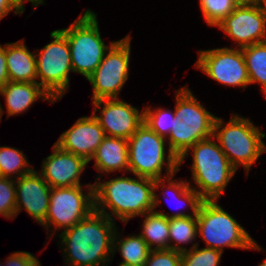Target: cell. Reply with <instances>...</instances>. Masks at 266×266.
Segmentation results:
<instances>
[{
    "mask_svg": "<svg viewBox=\"0 0 266 266\" xmlns=\"http://www.w3.org/2000/svg\"><path fill=\"white\" fill-rule=\"evenodd\" d=\"M28 160L21 150L9 146H0V176L15 179L29 174L34 169L30 168ZM28 166V168H26ZM17 175V177H16Z\"/></svg>",
    "mask_w": 266,
    "mask_h": 266,
    "instance_id": "obj_26",
    "label": "cell"
},
{
    "mask_svg": "<svg viewBox=\"0 0 266 266\" xmlns=\"http://www.w3.org/2000/svg\"><path fill=\"white\" fill-rule=\"evenodd\" d=\"M119 266H135V265H131V264H127V263H123V262H121V263L119 264Z\"/></svg>",
    "mask_w": 266,
    "mask_h": 266,
    "instance_id": "obj_39",
    "label": "cell"
},
{
    "mask_svg": "<svg viewBox=\"0 0 266 266\" xmlns=\"http://www.w3.org/2000/svg\"><path fill=\"white\" fill-rule=\"evenodd\" d=\"M81 186L51 188L50 203L43 227L68 229L89 216L94 210V187L87 184L88 193Z\"/></svg>",
    "mask_w": 266,
    "mask_h": 266,
    "instance_id": "obj_11",
    "label": "cell"
},
{
    "mask_svg": "<svg viewBox=\"0 0 266 266\" xmlns=\"http://www.w3.org/2000/svg\"><path fill=\"white\" fill-rule=\"evenodd\" d=\"M7 82H9V77L6 64V44L4 48L0 44V88Z\"/></svg>",
    "mask_w": 266,
    "mask_h": 266,
    "instance_id": "obj_34",
    "label": "cell"
},
{
    "mask_svg": "<svg viewBox=\"0 0 266 266\" xmlns=\"http://www.w3.org/2000/svg\"><path fill=\"white\" fill-rule=\"evenodd\" d=\"M53 41L36 56L37 82L55 101L69 88V72H73L70 47L66 36L58 29L50 34Z\"/></svg>",
    "mask_w": 266,
    "mask_h": 266,
    "instance_id": "obj_9",
    "label": "cell"
},
{
    "mask_svg": "<svg viewBox=\"0 0 266 266\" xmlns=\"http://www.w3.org/2000/svg\"><path fill=\"white\" fill-rule=\"evenodd\" d=\"M144 266H181V252L175 250H151Z\"/></svg>",
    "mask_w": 266,
    "mask_h": 266,
    "instance_id": "obj_31",
    "label": "cell"
},
{
    "mask_svg": "<svg viewBox=\"0 0 266 266\" xmlns=\"http://www.w3.org/2000/svg\"><path fill=\"white\" fill-rule=\"evenodd\" d=\"M104 137V130L92 115L79 118L71 128L61 134L55 144L63 151L73 153L90 162Z\"/></svg>",
    "mask_w": 266,
    "mask_h": 266,
    "instance_id": "obj_16",
    "label": "cell"
},
{
    "mask_svg": "<svg viewBox=\"0 0 266 266\" xmlns=\"http://www.w3.org/2000/svg\"><path fill=\"white\" fill-rule=\"evenodd\" d=\"M0 95L6 101L7 118L25 112L39 98L56 102L37 82L9 81L0 88Z\"/></svg>",
    "mask_w": 266,
    "mask_h": 266,
    "instance_id": "obj_18",
    "label": "cell"
},
{
    "mask_svg": "<svg viewBox=\"0 0 266 266\" xmlns=\"http://www.w3.org/2000/svg\"><path fill=\"white\" fill-rule=\"evenodd\" d=\"M16 211V188L13 178L0 176V215L14 218Z\"/></svg>",
    "mask_w": 266,
    "mask_h": 266,
    "instance_id": "obj_30",
    "label": "cell"
},
{
    "mask_svg": "<svg viewBox=\"0 0 266 266\" xmlns=\"http://www.w3.org/2000/svg\"><path fill=\"white\" fill-rule=\"evenodd\" d=\"M222 252L212 248H198V242L181 252V266H218Z\"/></svg>",
    "mask_w": 266,
    "mask_h": 266,
    "instance_id": "obj_28",
    "label": "cell"
},
{
    "mask_svg": "<svg viewBox=\"0 0 266 266\" xmlns=\"http://www.w3.org/2000/svg\"><path fill=\"white\" fill-rule=\"evenodd\" d=\"M217 27L243 48L266 41V7L236 6Z\"/></svg>",
    "mask_w": 266,
    "mask_h": 266,
    "instance_id": "obj_13",
    "label": "cell"
},
{
    "mask_svg": "<svg viewBox=\"0 0 266 266\" xmlns=\"http://www.w3.org/2000/svg\"><path fill=\"white\" fill-rule=\"evenodd\" d=\"M95 159V169L99 172L129 171L128 140L105 136L91 160ZM125 169V170H124Z\"/></svg>",
    "mask_w": 266,
    "mask_h": 266,
    "instance_id": "obj_19",
    "label": "cell"
},
{
    "mask_svg": "<svg viewBox=\"0 0 266 266\" xmlns=\"http://www.w3.org/2000/svg\"><path fill=\"white\" fill-rule=\"evenodd\" d=\"M171 174L169 176H165L163 178L155 179L154 182V208H156L158 205H160L161 201L159 200L158 194H156L157 187L160 186L162 189L166 187L168 189V193L172 192V197L176 199V201L179 203L176 205V208H183L185 206V202L190 206L193 214H197L199 207L203 201V199L200 197L199 193L194 188L195 186H191L188 181H176L173 179V176L175 175ZM168 178V179H167ZM168 183V185H164V183ZM164 192L165 194H168ZM165 194L163 196L165 197ZM168 198V197H167ZM168 201V200H167ZM171 201V200H170ZM181 203V204H180ZM182 204L184 206H182Z\"/></svg>",
    "mask_w": 266,
    "mask_h": 266,
    "instance_id": "obj_22",
    "label": "cell"
},
{
    "mask_svg": "<svg viewBox=\"0 0 266 266\" xmlns=\"http://www.w3.org/2000/svg\"><path fill=\"white\" fill-rule=\"evenodd\" d=\"M175 116L179 123L167 139L170 152L179 160L195 143L213 136L216 116L198 102L187 87L176 91Z\"/></svg>",
    "mask_w": 266,
    "mask_h": 266,
    "instance_id": "obj_3",
    "label": "cell"
},
{
    "mask_svg": "<svg viewBox=\"0 0 266 266\" xmlns=\"http://www.w3.org/2000/svg\"><path fill=\"white\" fill-rule=\"evenodd\" d=\"M115 249L120 251L123 263L135 266H144L151 251L147 242L140 235H132L130 237L128 235V237L126 236L125 239H122L118 232H115L113 239V252L117 251Z\"/></svg>",
    "mask_w": 266,
    "mask_h": 266,
    "instance_id": "obj_24",
    "label": "cell"
},
{
    "mask_svg": "<svg viewBox=\"0 0 266 266\" xmlns=\"http://www.w3.org/2000/svg\"><path fill=\"white\" fill-rule=\"evenodd\" d=\"M144 123L147 124L159 136L167 139L175 124L179 123L175 112L163 108L152 110L149 106L143 109Z\"/></svg>",
    "mask_w": 266,
    "mask_h": 266,
    "instance_id": "obj_27",
    "label": "cell"
},
{
    "mask_svg": "<svg viewBox=\"0 0 266 266\" xmlns=\"http://www.w3.org/2000/svg\"><path fill=\"white\" fill-rule=\"evenodd\" d=\"M166 138L159 136L144 122L128 139L129 172L136 177L163 178L162 169L167 163V176L177 173L179 160L168 149L165 161Z\"/></svg>",
    "mask_w": 266,
    "mask_h": 266,
    "instance_id": "obj_7",
    "label": "cell"
},
{
    "mask_svg": "<svg viewBox=\"0 0 266 266\" xmlns=\"http://www.w3.org/2000/svg\"><path fill=\"white\" fill-rule=\"evenodd\" d=\"M153 212L163 215L169 219V249L179 252L186 251V247H182L179 244H188L195 241L197 237V214H187L185 212H176L175 214H166L164 212L155 211ZM176 242L175 245L171 244Z\"/></svg>",
    "mask_w": 266,
    "mask_h": 266,
    "instance_id": "obj_21",
    "label": "cell"
},
{
    "mask_svg": "<svg viewBox=\"0 0 266 266\" xmlns=\"http://www.w3.org/2000/svg\"><path fill=\"white\" fill-rule=\"evenodd\" d=\"M131 37L114 42L96 70L87 78L93 87V101L118 98L128 80Z\"/></svg>",
    "mask_w": 266,
    "mask_h": 266,
    "instance_id": "obj_10",
    "label": "cell"
},
{
    "mask_svg": "<svg viewBox=\"0 0 266 266\" xmlns=\"http://www.w3.org/2000/svg\"><path fill=\"white\" fill-rule=\"evenodd\" d=\"M22 8H24V5H23V3H24V1H30L33 5H34V7L36 8L39 4L41 5V4H43L44 3V1L43 0H15Z\"/></svg>",
    "mask_w": 266,
    "mask_h": 266,
    "instance_id": "obj_36",
    "label": "cell"
},
{
    "mask_svg": "<svg viewBox=\"0 0 266 266\" xmlns=\"http://www.w3.org/2000/svg\"><path fill=\"white\" fill-rule=\"evenodd\" d=\"M213 140L215 138L212 136L198 141L179 159L180 167L188 152L193 150L192 179L203 200H218L237 171Z\"/></svg>",
    "mask_w": 266,
    "mask_h": 266,
    "instance_id": "obj_4",
    "label": "cell"
},
{
    "mask_svg": "<svg viewBox=\"0 0 266 266\" xmlns=\"http://www.w3.org/2000/svg\"><path fill=\"white\" fill-rule=\"evenodd\" d=\"M236 6H256V0H233Z\"/></svg>",
    "mask_w": 266,
    "mask_h": 266,
    "instance_id": "obj_35",
    "label": "cell"
},
{
    "mask_svg": "<svg viewBox=\"0 0 266 266\" xmlns=\"http://www.w3.org/2000/svg\"><path fill=\"white\" fill-rule=\"evenodd\" d=\"M4 266H41L38 258L29 252L17 251L7 257Z\"/></svg>",
    "mask_w": 266,
    "mask_h": 266,
    "instance_id": "obj_32",
    "label": "cell"
},
{
    "mask_svg": "<svg viewBox=\"0 0 266 266\" xmlns=\"http://www.w3.org/2000/svg\"><path fill=\"white\" fill-rule=\"evenodd\" d=\"M199 2L209 26H218L236 7L233 0H199Z\"/></svg>",
    "mask_w": 266,
    "mask_h": 266,
    "instance_id": "obj_29",
    "label": "cell"
},
{
    "mask_svg": "<svg viewBox=\"0 0 266 266\" xmlns=\"http://www.w3.org/2000/svg\"><path fill=\"white\" fill-rule=\"evenodd\" d=\"M258 266H266V259L264 260L263 263L259 264Z\"/></svg>",
    "mask_w": 266,
    "mask_h": 266,
    "instance_id": "obj_40",
    "label": "cell"
},
{
    "mask_svg": "<svg viewBox=\"0 0 266 266\" xmlns=\"http://www.w3.org/2000/svg\"><path fill=\"white\" fill-rule=\"evenodd\" d=\"M12 10H14L15 15H21L25 8H22L15 0H0V21Z\"/></svg>",
    "mask_w": 266,
    "mask_h": 266,
    "instance_id": "obj_33",
    "label": "cell"
},
{
    "mask_svg": "<svg viewBox=\"0 0 266 266\" xmlns=\"http://www.w3.org/2000/svg\"><path fill=\"white\" fill-rule=\"evenodd\" d=\"M116 177L107 182H98L94 187L95 211L113 220V216L123 223L154 209V179L147 177ZM106 208L112 212L109 214Z\"/></svg>",
    "mask_w": 266,
    "mask_h": 266,
    "instance_id": "obj_2",
    "label": "cell"
},
{
    "mask_svg": "<svg viewBox=\"0 0 266 266\" xmlns=\"http://www.w3.org/2000/svg\"><path fill=\"white\" fill-rule=\"evenodd\" d=\"M198 54L196 68L213 80L226 86H241L243 89L250 85L241 48H217L199 51Z\"/></svg>",
    "mask_w": 266,
    "mask_h": 266,
    "instance_id": "obj_12",
    "label": "cell"
},
{
    "mask_svg": "<svg viewBox=\"0 0 266 266\" xmlns=\"http://www.w3.org/2000/svg\"><path fill=\"white\" fill-rule=\"evenodd\" d=\"M248 70L249 82L260 83L266 95V41L241 48ZM266 97V96H265Z\"/></svg>",
    "mask_w": 266,
    "mask_h": 266,
    "instance_id": "obj_25",
    "label": "cell"
},
{
    "mask_svg": "<svg viewBox=\"0 0 266 266\" xmlns=\"http://www.w3.org/2000/svg\"><path fill=\"white\" fill-rule=\"evenodd\" d=\"M223 122V119L216 117L213 137L217 139L231 165L236 170L242 165L248 174L251 166L266 152V145L262 141L265 133L240 115H232L226 125Z\"/></svg>",
    "mask_w": 266,
    "mask_h": 266,
    "instance_id": "obj_5",
    "label": "cell"
},
{
    "mask_svg": "<svg viewBox=\"0 0 266 266\" xmlns=\"http://www.w3.org/2000/svg\"><path fill=\"white\" fill-rule=\"evenodd\" d=\"M3 113H4V111H3V108H2V106H1V104H0V120H1V118H2Z\"/></svg>",
    "mask_w": 266,
    "mask_h": 266,
    "instance_id": "obj_38",
    "label": "cell"
},
{
    "mask_svg": "<svg viewBox=\"0 0 266 266\" xmlns=\"http://www.w3.org/2000/svg\"><path fill=\"white\" fill-rule=\"evenodd\" d=\"M142 232L139 234L150 250L169 249V219L155 212L145 213ZM156 245L154 248L152 246Z\"/></svg>",
    "mask_w": 266,
    "mask_h": 266,
    "instance_id": "obj_23",
    "label": "cell"
},
{
    "mask_svg": "<svg viewBox=\"0 0 266 266\" xmlns=\"http://www.w3.org/2000/svg\"><path fill=\"white\" fill-rule=\"evenodd\" d=\"M115 220L93 211L71 228L64 230L61 238L65 264L71 266H105L113 255V239L117 231ZM102 263V264H101Z\"/></svg>",
    "mask_w": 266,
    "mask_h": 266,
    "instance_id": "obj_1",
    "label": "cell"
},
{
    "mask_svg": "<svg viewBox=\"0 0 266 266\" xmlns=\"http://www.w3.org/2000/svg\"><path fill=\"white\" fill-rule=\"evenodd\" d=\"M92 102L93 115L104 130L105 136L128 140L144 121L143 110L140 113L139 109L118 98L99 99ZM98 108H102L100 116L95 114Z\"/></svg>",
    "mask_w": 266,
    "mask_h": 266,
    "instance_id": "obj_14",
    "label": "cell"
},
{
    "mask_svg": "<svg viewBox=\"0 0 266 266\" xmlns=\"http://www.w3.org/2000/svg\"><path fill=\"white\" fill-rule=\"evenodd\" d=\"M256 5L266 7V0H256Z\"/></svg>",
    "mask_w": 266,
    "mask_h": 266,
    "instance_id": "obj_37",
    "label": "cell"
},
{
    "mask_svg": "<svg viewBox=\"0 0 266 266\" xmlns=\"http://www.w3.org/2000/svg\"><path fill=\"white\" fill-rule=\"evenodd\" d=\"M218 200H203L197 213V234L205 241L206 248L219 250L224 247L262 250L249 233L230 214L218 205Z\"/></svg>",
    "mask_w": 266,
    "mask_h": 266,
    "instance_id": "obj_6",
    "label": "cell"
},
{
    "mask_svg": "<svg viewBox=\"0 0 266 266\" xmlns=\"http://www.w3.org/2000/svg\"><path fill=\"white\" fill-rule=\"evenodd\" d=\"M6 64L9 81L38 82L35 53L27 49L23 40L6 43Z\"/></svg>",
    "mask_w": 266,
    "mask_h": 266,
    "instance_id": "obj_20",
    "label": "cell"
},
{
    "mask_svg": "<svg viewBox=\"0 0 266 266\" xmlns=\"http://www.w3.org/2000/svg\"><path fill=\"white\" fill-rule=\"evenodd\" d=\"M53 153L43 160L41 175L51 188L81 186L80 176L87 166L84 158L53 145Z\"/></svg>",
    "mask_w": 266,
    "mask_h": 266,
    "instance_id": "obj_17",
    "label": "cell"
},
{
    "mask_svg": "<svg viewBox=\"0 0 266 266\" xmlns=\"http://www.w3.org/2000/svg\"><path fill=\"white\" fill-rule=\"evenodd\" d=\"M16 211L15 216L22 209L39 224L45 222L50 203L51 187L38 171L33 170L15 181ZM23 207V208H22Z\"/></svg>",
    "mask_w": 266,
    "mask_h": 266,
    "instance_id": "obj_15",
    "label": "cell"
},
{
    "mask_svg": "<svg viewBox=\"0 0 266 266\" xmlns=\"http://www.w3.org/2000/svg\"><path fill=\"white\" fill-rule=\"evenodd\" d=\"M96 13L86 10L68 28L59 29L67 38L73 72L86 79L96 70L110 46L104 44Z\"/></svg>",
    "mask_w": 266,
    "mask_h": 266,
    "instance_id": "obj_8",
    "label": "cell"
}]
</instances>
